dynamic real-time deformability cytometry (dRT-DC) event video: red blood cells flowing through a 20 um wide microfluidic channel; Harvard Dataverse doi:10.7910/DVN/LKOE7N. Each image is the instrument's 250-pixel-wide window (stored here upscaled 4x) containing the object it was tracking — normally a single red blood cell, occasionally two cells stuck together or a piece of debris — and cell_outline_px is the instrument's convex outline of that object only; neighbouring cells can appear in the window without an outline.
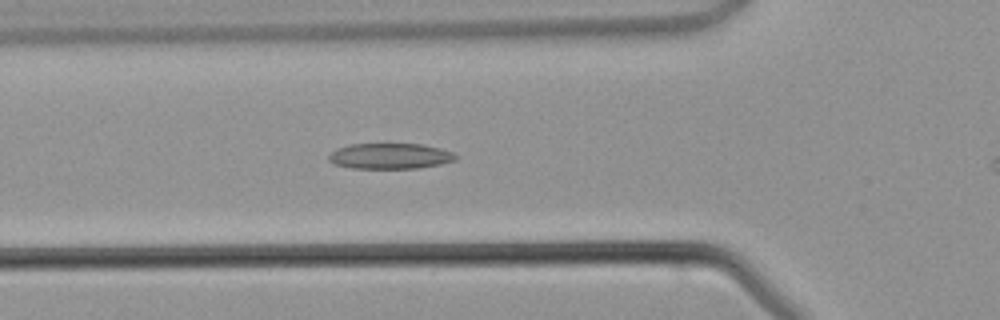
{"species": "common noctule bat (a hibernating species)", "species_latin": "Nyctalus noctula", "temperature_condition": "warm", "stored_images_in_passage": 28, "camera_frame_rate_fps": 3000, "um_per_image_px": 0.085, "animal": {"sex": "male", "body_mass_g": 21.5, "forearm_length_mm": 52.0}, "frame": {"image": 1, "passage_image": 5, "time_ms": 1.333, "image_size_px": [1000, 320], "cell_outline_px": [[456, 160], [440, 164], [420, 168], [352, 168], [332, 164], [328, 160], [328, 156], [336, 148], [348, 144], [420, 144], [440, 148], [452, 152], [456, 156]], "centroid_in_image_um": [33.11, 13.27], "position_along_channel_um": 92.7, "area_um2": 19.02}}
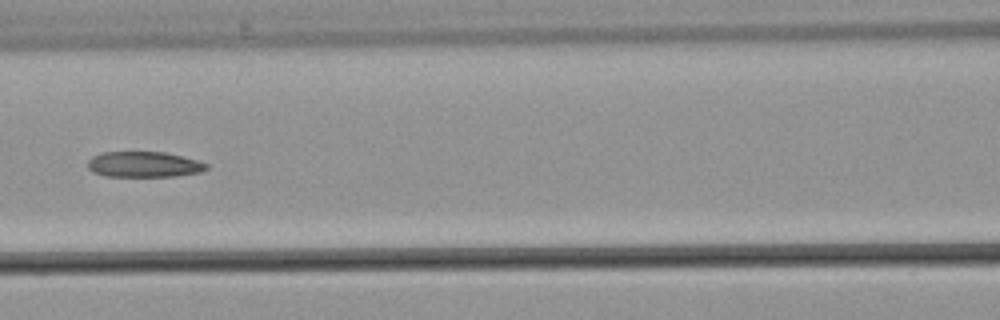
{"frame": {"image": 2, "passage_image": 9, "time_ms": 2.667, "image_size_px": [1000, 320], "cell_outline_px": [[208, 168], [200, 172], [176, 176], [104, 176], [92, 172], [88, 168], [88, 160], [92, 156], [104, 152], [164, 152], [196, 160], [208, 164]], "centroid_in_image_um": [12.2, 13.98], "position_along_channel_um": 154.4, "area_um2": 17.63}}